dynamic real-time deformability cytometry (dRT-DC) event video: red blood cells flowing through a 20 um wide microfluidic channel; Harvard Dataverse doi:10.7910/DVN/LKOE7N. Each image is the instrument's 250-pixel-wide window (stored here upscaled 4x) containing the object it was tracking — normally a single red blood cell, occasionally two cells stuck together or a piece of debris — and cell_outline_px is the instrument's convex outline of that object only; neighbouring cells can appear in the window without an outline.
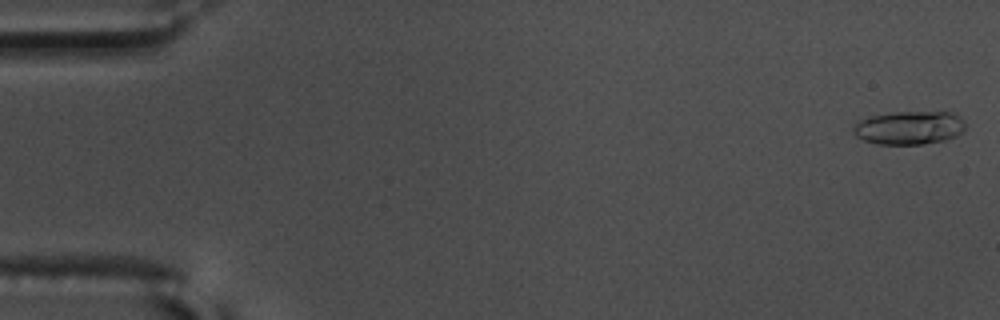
{"species": "common noctule bat (a hibernating species)", "species_latin": "Nyctalus noctula", "temperature_condition": "warm", "stored_images_in_passage": 57, "camera_frame_rate_fps": 3000, "um_per_image_px": 0.085, "animal": {"sex": "male", "body_mass_g": 17.5, "forearm_length_mm": 52.3}, "frame": {"image": 1, "passage_image": 1, "time_ms": 0.0, "image_size_px": [1000, 320], "cell_outline_px": [[964, 128], [956, 136], [944, 140], [924, 144], [876, 144], [864, 140], [856, 136], [852, 132], [852, 124], [860, 120], [872, 116], [892, 112], [952, 112], [964, 120]], "centroid_in_image_um": [77.24, 10.86], "position_along_channel_um": 7.8, "area_um2": 21.85}, "authors_computed_cell_mechanics": {"area_um2": 20.7502, "velocity_mm_per_s": 3.6032, "shape_relaxation_time_tau1_ms": 5.4271, "shape_relaxation_time_tau2_ms": 2.0397, "deformation_change_tau1": 0.1971, "deformation_change_tau2": 0.1204}}